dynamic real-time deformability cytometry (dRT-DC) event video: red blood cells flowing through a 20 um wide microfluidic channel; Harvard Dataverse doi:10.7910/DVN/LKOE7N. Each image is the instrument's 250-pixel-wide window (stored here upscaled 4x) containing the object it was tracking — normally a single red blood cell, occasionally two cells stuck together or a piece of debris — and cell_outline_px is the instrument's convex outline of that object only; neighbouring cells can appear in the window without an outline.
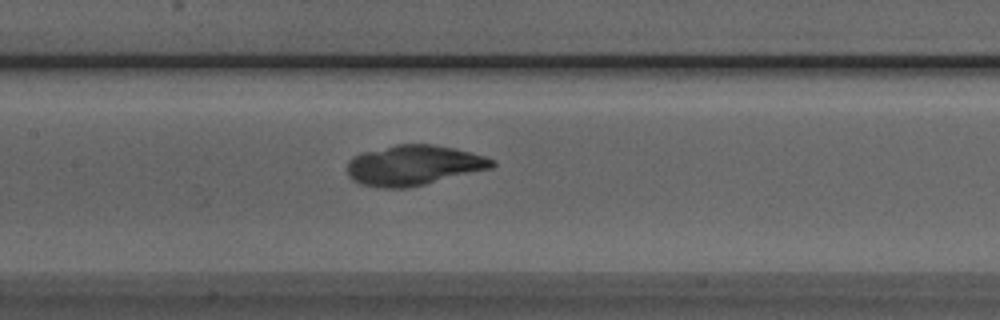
{"species": "Egyptian fruit bat (a non-hibernating species)", "species_latin": "Rousettus aegyptiacus", "temperature_condition": "room temperature", "stored_images_in_passage": 40, "camera_frame_rate_fps": 3000, "um_per_image_px": 0.085, "animal": {"sex": "male"}, "frame": {"image": 1, "passage_image": 12, "time_ms": 3.667, "image_size_px": [1000, 320], "cell_outline_px": [[496, 164], [492, 168], [408, 188], [376, 188], [360, 184], [352, 180], [348, 176], [348, 160], [352, 156], [360, 152], [396, 144], [432, 144], [452, 148], [484, 156], [496, 160]], "centroid_in_image_um": [35.11, 14.05], "position_along_channel_um": 172.3, "area_um2": 34.1}}
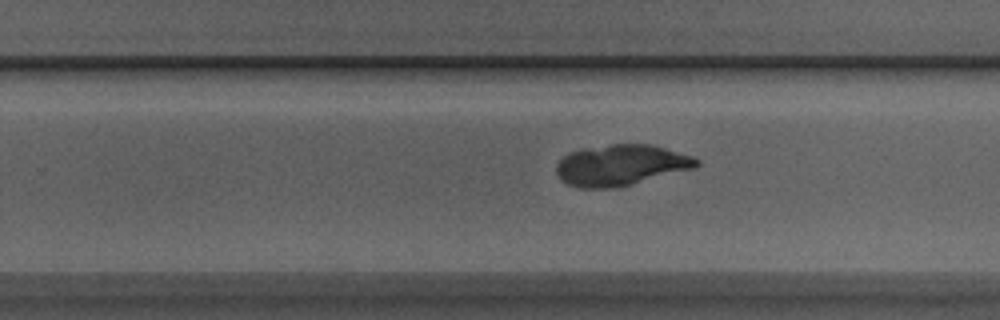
{"frame": {"image": 2, "passage_image": 20, "time_ms": 6.333, "image_size_px": [1000, 320], "cell_outline_px": [[700, 164], [696, 168], [616, 188], [580, 188], [568, 184], [560, 180], [556, 172], [556, 164], [568, 152], [580, 148], [612, 144], [648, 144], [664, 148], [692, 156], [700, 160]], "centroid_in_image_um": [52.76, 14.04], "position_along_channel_um": 277.0, "area_um2": 33.64}}
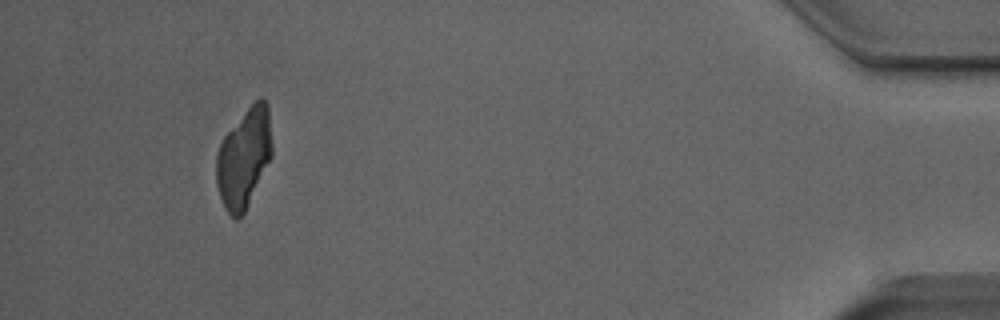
{"frame": {"image": 3, "passage_image": 36, "time_ms": 11.667, "image_size_px": [1000, 320], "cell_outline_px": [[272, 156], [244, 212], [236, 220], [228, 212], [220, 196], [216, 184], [216, 156], [220, 144], [224, 136], [248, 108], [260, 96], [268, 104], [272, 148]], "centroid_in_image_um": [20.74, 13.41], "position_along_channel_um": 414.5, "area_um2": 31.67}}